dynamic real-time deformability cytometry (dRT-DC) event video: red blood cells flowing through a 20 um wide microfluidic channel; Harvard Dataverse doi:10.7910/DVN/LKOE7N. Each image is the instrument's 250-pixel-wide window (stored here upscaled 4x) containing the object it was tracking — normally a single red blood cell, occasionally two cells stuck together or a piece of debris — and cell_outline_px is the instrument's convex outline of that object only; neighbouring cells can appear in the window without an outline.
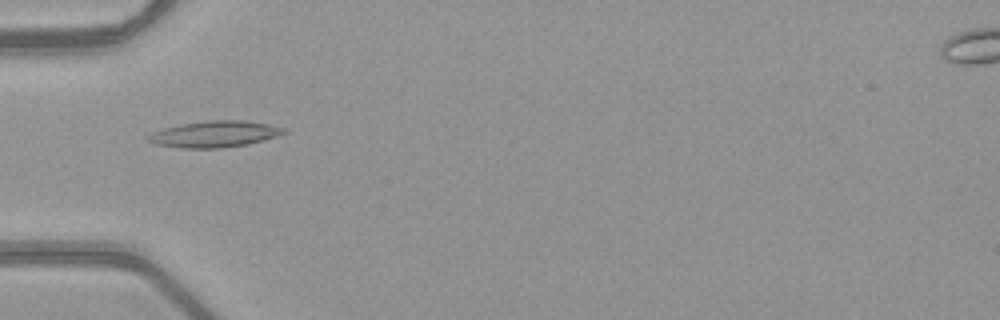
{"species": "common noctule bat (a hibernating species)", "species_latin": "Nyctalus noctula", "temperature_condition": "warm", "stored_images_in_passage": 52, "camera_frame_rate_fps": 3000, "um_per_image_px": 0.085, "animal": {"sex": "female", "body_mass_g": 21.9}, "frame": {"image": 1, "passage_image": 18, "time_ms": 5.667, "image_size_px": [1000, 320], "cell_outline_px": [[288, 132], [276, 136], [248, 144], [220, 148], [180, 148], [156, 144], [148, 140], [144, 136], [152, 132], [164, 128], [180, 124], [208, 120], [244, 120], [268, 124], [284, 128]], "centroid_in_image_um": [18.21, 11.39], "position_along_channel_um": 66.8, "area_um2": 20.81}}
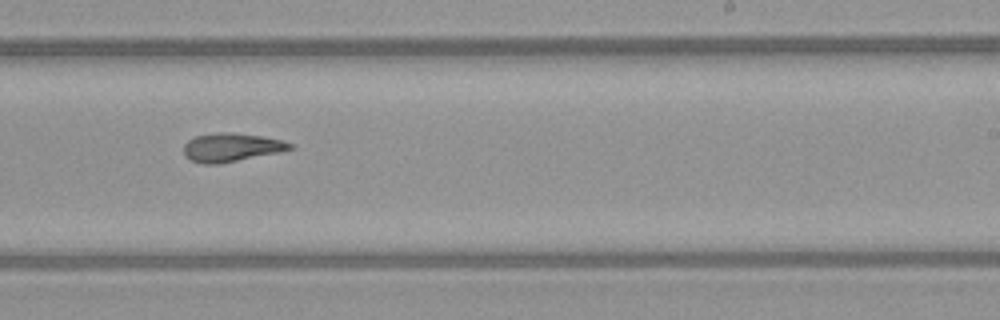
{"frame": {"image": 2, "passage_image": 33, "time_ms": 10.667, "image_size_px": [1000, 320], "cell_outline_px": [[296, 148], [280, 152], [220, 164], [204, 164], [192, 160], [184, 156], [184, 144], [188, 140], [196, 136], [220, 132], [232, 132], [260, 136], [284, 140], [292, 144]], "centroid_in_image_um": [19.69, 12.53], "position_along_channel_um": 269.3, "area_um2": 17.74}}
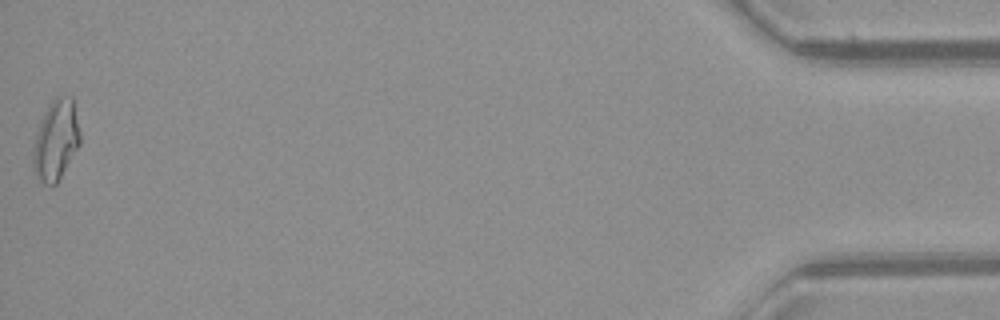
{"frame": {"image": 3, "passage_image": 52, "time_ms": 17.0, "image_size_px": [1000, 320], "cell_outline_px": [[80, 144], [56, 184], [52, 188], [44, 184], [36, 176], [32, 168], [32, 148], [36, 132], [44, 112], [48, 104], [56, 96], [72, 96], [80, 132]], "centroid_in_image_um": [4.72, 11.93], "position_along_channel_um": 430.5, "area_um2": 22.25}, "authors_computed_cell_mechanics": {"area_um2": 18.3226, "velocity_mm_per_s": 4.0535, "shape_relaxation_time_tau1_ms": null, "shape_relaxation_time_tau2_ms": 5.5268, "deformation_change_tau1": null, "deformation_change_tau2": 0.163}}